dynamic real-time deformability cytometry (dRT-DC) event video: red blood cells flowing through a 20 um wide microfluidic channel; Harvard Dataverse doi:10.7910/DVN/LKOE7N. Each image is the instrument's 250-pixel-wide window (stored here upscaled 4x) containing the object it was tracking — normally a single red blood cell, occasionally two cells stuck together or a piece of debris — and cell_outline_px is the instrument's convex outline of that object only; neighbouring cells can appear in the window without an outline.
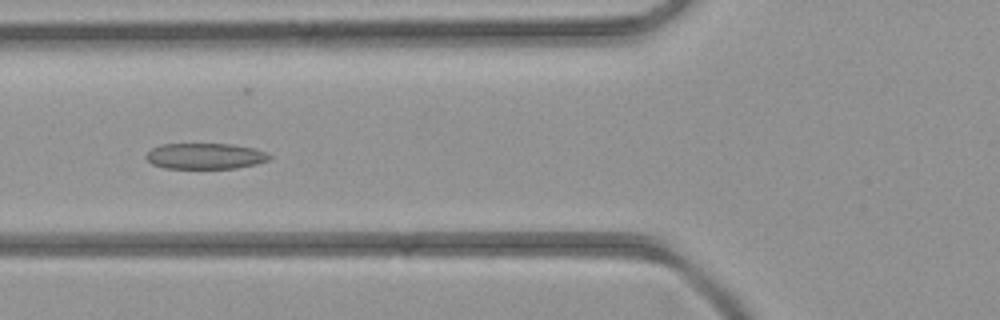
{"species": "common noctule bat (a hibernating species)", "species_latin": "Nyctalus noctula", "temperature_condition": "room temperature", "stored_images_in_passage": 4, "camera_frame_rate_fps": 3000, "um_per_image_px": 0.085, "animal": {"sex": "female", "body_mass_g": 21.9}, "frame": {"image": 1, "passage_image": 4, "time_ms": 3.333, "image_size_px": [1000, 320], "cell_outline_px": [[272, 156], [268, 160], [256, 164], [236, 168], [164, 168], [152, 164], [144, 156], [152, 148], [160, 144], [232, 144], [256, 148], [268, 152]], "centroid_in_image_um": [17.47, 13.26], "position_along_channel_um": 108.3, "area_um2": 18.73}}